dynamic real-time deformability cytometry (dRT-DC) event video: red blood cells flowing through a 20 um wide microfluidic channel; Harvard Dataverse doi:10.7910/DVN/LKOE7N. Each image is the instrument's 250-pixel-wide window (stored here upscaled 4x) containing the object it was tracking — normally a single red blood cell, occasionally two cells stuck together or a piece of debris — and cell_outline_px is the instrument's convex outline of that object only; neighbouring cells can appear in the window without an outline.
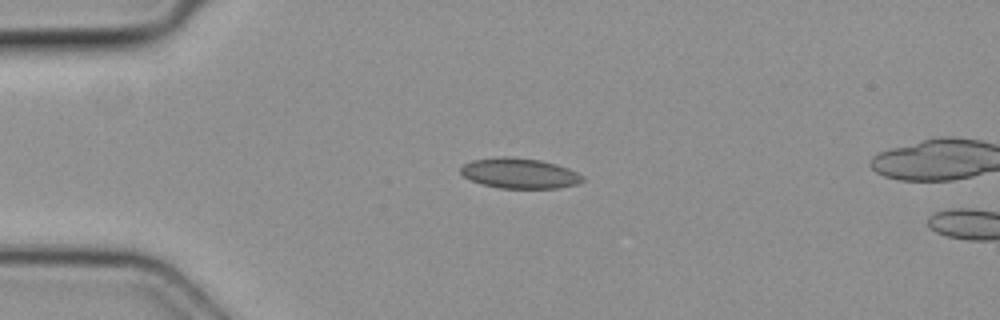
{"species": "common noctule bat (a hibernating species)", "species_latin": "Nyctalus noctula", "temperature_condition": "cold", "stored_images_in_passage": 3, "camera_frame_rate_fps": 3000, "um_per_image_px": 0.085, "animal": {"sex": "female", "body_mass_g": 19.3, "forearm_length_mm": 54.1}, "frame": {"image": 1, "passage_image": 2, "time_ms": 0.333, "image_size_px": [1000, 320], "cell_outline_px": [[584, 180], [576, 184], [560, 188], [500, 188], [484, 184], [472, 180], [464, 176], [460, 172], [460, 168], [464, 164], [472, 160], [540, 160], [556, 164], [568, 168], [584, 176]], "centroid_in_image_um": [44.24, 14.79], "position_along_channel_um": 40.8, "area_um2": 20.35}}